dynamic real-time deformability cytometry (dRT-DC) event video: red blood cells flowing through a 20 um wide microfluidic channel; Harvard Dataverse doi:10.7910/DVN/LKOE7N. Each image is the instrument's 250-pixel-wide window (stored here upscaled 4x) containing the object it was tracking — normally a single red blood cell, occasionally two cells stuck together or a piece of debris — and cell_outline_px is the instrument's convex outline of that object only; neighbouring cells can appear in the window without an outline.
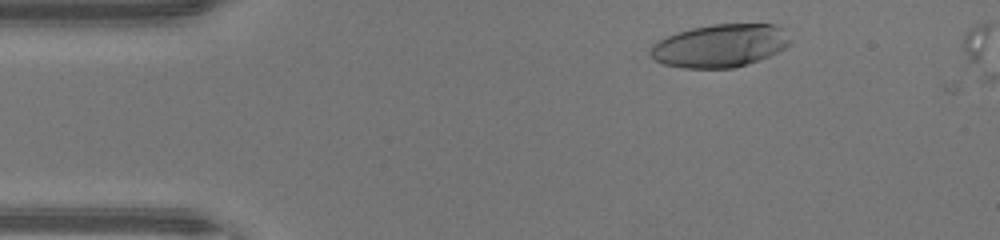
{"species": "human", "species_latin": "Homo sapiens", "temperature_condition": "warm", "stored_images_in_passage": 8, "camera_frame_rate_fps": 3000, "um_per_image_px": 0.085, "donor": {"sex": "male"}, "frame": {"image": 1, "passage_image": 3, "time_ms": 0.667, "image_size_px": [1000, 240], "cell_outline_px": [[792, 44], [768, 56], [732, 68], [684, 68], [664, 64], [656, 60], [648, 52], [652, 44], [676, 32], [692, 28], [712, 24], [776, 24], [784, 28], [792, 40]], "centroid_in_image_um": [61.22, 3.87], "position_along_channel_um": 23.8, "area_um2": 34.97}}